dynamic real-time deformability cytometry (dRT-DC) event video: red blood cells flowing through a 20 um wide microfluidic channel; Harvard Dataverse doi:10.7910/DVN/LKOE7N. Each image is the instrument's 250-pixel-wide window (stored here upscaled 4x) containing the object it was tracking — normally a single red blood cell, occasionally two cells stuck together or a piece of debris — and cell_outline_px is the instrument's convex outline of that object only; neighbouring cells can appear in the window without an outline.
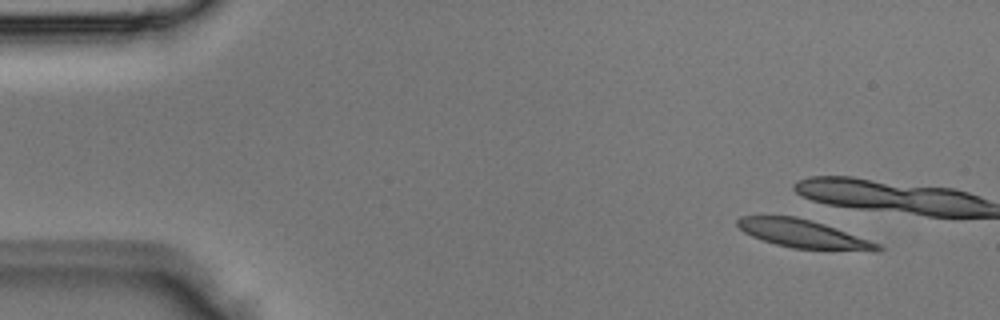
{"species": "Egyptian fruit bat (a non-hibernating species)", "species_latin": "Rousettus aegyptiacus", "temperature_condition": "room temperature", "stored_images_in_passage": 4, "camera_frame_rate_fps": 3000, "um_per_image_px": 0.085, "animal": {"sex": "male"}, "frame": {"image": 1, "passage_image": 1, "time_ms": 0.0, "image_size_px": [1000, 320], "cell_outline_px": [[884, 248], [792, 248], [776, 244], [752, 236], [744, 232], [736, 224], [736, 220], [740, 216], [796, 216], [824, 224], [836, 228], [880, 244]], "centroid_in_image_um": [68.07, 19.81], "position_along_channel_um": 16.9, "area_um2": 21.68}}
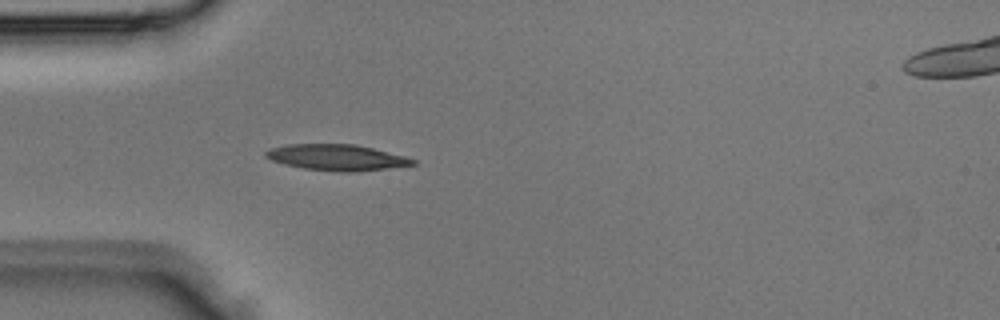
{"frame": {"image": 2, "passage_image": 4, "time_ms": 1.0, "image_size_px": [1000, 320], "cell_outline_px": [[416, 164], [352, 172], [340, 172], [304, 168], [284, 164], [272, 160], [264, 156], [264, 152], [272, 148], [288, 144], [356, 144], [404, 156], [416, 160]], "centroid_in_image_um": [28.59, 13.37], "position_along_channel_um": 56.4, "area_um2": 21.96}}